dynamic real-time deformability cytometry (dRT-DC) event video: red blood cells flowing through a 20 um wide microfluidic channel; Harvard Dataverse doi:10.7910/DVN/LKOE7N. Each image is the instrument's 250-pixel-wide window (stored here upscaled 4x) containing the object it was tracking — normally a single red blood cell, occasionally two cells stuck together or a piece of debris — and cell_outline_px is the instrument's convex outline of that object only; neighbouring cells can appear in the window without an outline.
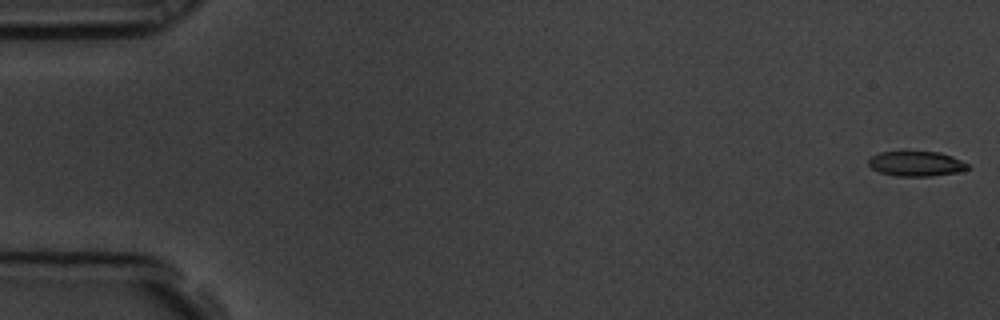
{"species": "common noctule bat (a hibernating species)", "species_latin": "Nyctalus noctula", "temperature_condition": "room temperature", "stored_images_in_passage": 5, "camera_frame_rate_fps": 3000, "um_per_image_px": 0.085, "animal": {"sex": "male", "body_mass_g": 19.5, "forearm_length_mm": 54.6}, "frame": {"image": 1, "passage_image": 1, "time_ms": 0.0, "image_size_px": [1000, 320], "cell_outline_px": [[968, 168], [956, 172], [932, 176], [896, 176], [880, 172], [872, 168], [868, 164], [868, 160], [872, 156], [880, 152], [940, 152], [952, 156], [968, 164]], "centroid_in_image_um": [77.85, 13.92], "position_along_channel_um": 7.1, "area_um2": 14.22}}
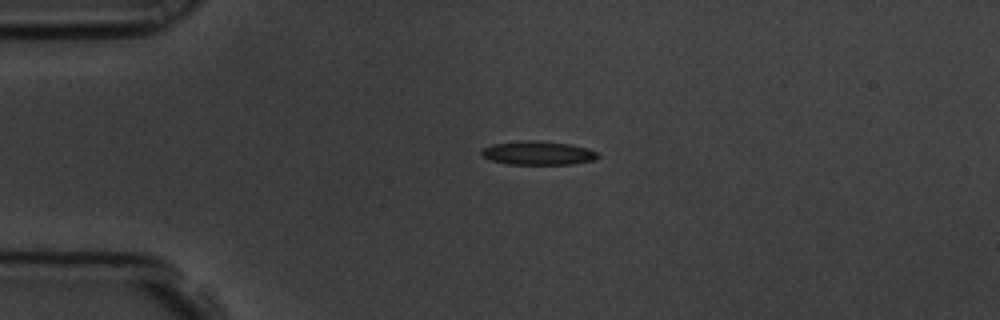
{"frame": {"image": 2, "passage_image": 4, "time_ms": 1.0, "image_size_px": [1000, 320], "cell_outline_px": [[600, 156], [592, 160], [572, 164], [508, 164], [492, 160], [480, 156], [480, 152], [484, 148], [492, 144], [520, 140], [536, 140], [572, 144], [588, 148], [596, 152]], "centroid_in_image_um": [45.71, 12.99], "position_along_channel_um": 39.3, "area_um2": 16.18}}